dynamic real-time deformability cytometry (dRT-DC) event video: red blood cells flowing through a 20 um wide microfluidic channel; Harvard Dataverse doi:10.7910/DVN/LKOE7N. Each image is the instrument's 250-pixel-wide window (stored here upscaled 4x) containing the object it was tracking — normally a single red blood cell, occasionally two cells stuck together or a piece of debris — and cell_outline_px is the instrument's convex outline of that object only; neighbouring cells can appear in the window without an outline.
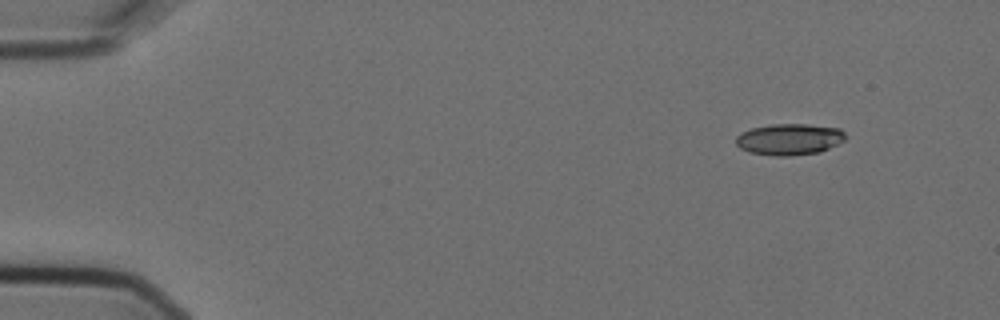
{"species": "Egyptian fruit bat (a non-hibernating species)", "species_latin": "Rousettus aegyptiacus", "temperature_condition": "cold", "stored_images_in_passage": 3, "camera_frame_rate_fps": 3000, "um_per_image_px": 0.085, "animal": {"sex": "female"}, "frame": {"image": 1, "passage_image": 1, "time_ms": 0.0, "image_size_px": [1000, 320], "cell_outline_px": [[844, 140], [820, 152], [788, 156], [772, 156], [748, 152], [740, 148], [736, 144], [736, 136], [740, 132], [752, 128], [772, 124], [808, 124], [840, 128], [844, 132]], "centroid_in_image_um": [67.05, 11.84], "position_along_channel_um": 17.9, "area_um2": 20.06}}
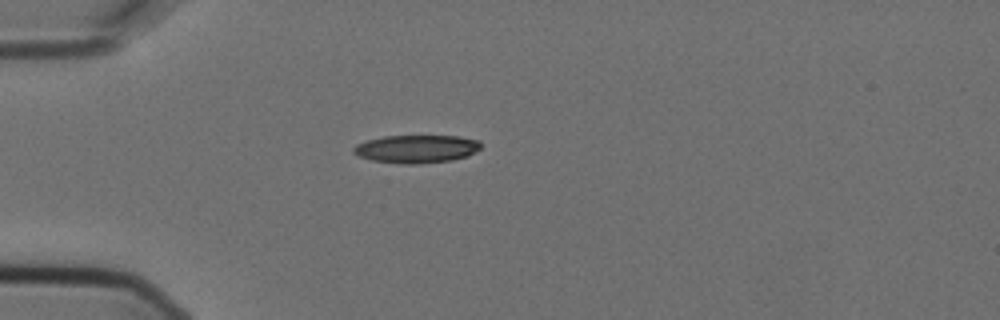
{"frame": {"image": 2, "passage_image": 3, "time_ms": 0.667, "image_size_px": [1000, 320], "cell_outline_px": [[480, 148], [468, 156], [452, 160], [420, 164], [404, 164], [372, 160], [360, 156], [352, 152], [352, 148], [356, 144], [368, 140], [384, 136], [460, 136], [480, 140]], "centroid_in_image_um": [35.41, 12.65], "position_along_channel_um": 49.6, "area_um2": 20.81}}